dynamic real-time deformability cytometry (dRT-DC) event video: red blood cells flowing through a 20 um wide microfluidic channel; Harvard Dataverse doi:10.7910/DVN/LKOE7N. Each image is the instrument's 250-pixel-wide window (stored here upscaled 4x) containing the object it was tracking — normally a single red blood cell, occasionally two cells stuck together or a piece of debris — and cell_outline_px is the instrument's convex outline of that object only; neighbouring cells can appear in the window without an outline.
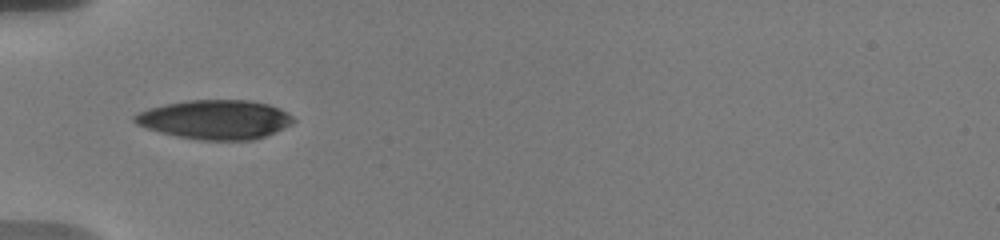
{"species": "human", "species_latin": "Homo sapiens", "temperature_condition": "warm", "stored_images_in_passage": 3, "camera_frame_rate_fps": 3000, "um_per_image_px": 0.085, "donor": {"sex": "male"}, "frame": {"image": 1, "passage_image": 1, "time_ms": 0.0, "image_size_px": [1000, 240], "cell_outline_px": [[296, 120], [292, 124], [284, 128], [264, 136], [252, 140], [200, 140], [176, 136], [160, 132], [136, 124], [132, 120], [132, 116], [148, 108], [164, 104], [188, 100], [248, 100], [268, 104], [280, 108], [288, 112]], "centroid_in_image_um": [18.29, 10.16], "position_along_channel_um": 66.7, "area_um2": 36.36}}
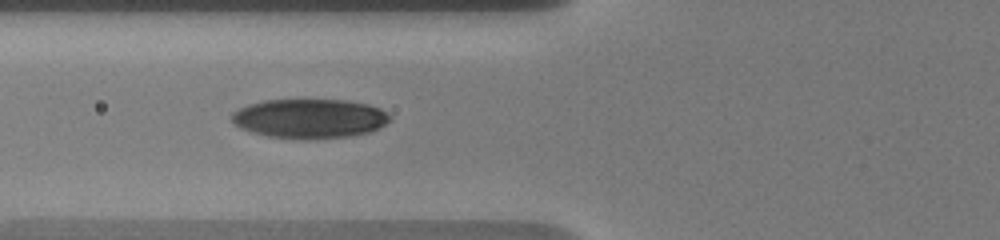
{"frame": {"image": 2, "passage_image": 2, "time_ms": 1.0, "image_size_px": [1000, 240], "cell_outline_px": [[392, 120], [380, 128], [368, 132], [352, 136], [316, 140], [300, 140], [268, 136], [252, 132], [240, 128], [232, 124], [228, 116], [232, 112], [248, 104], [264, 100], [348, 100], [368, 104], [380, 108], [392, 116]], "centroid_in_image_um": [26.31, 10.09], "position_along_channel_um": 99.5, "area_um2": 37.11}}
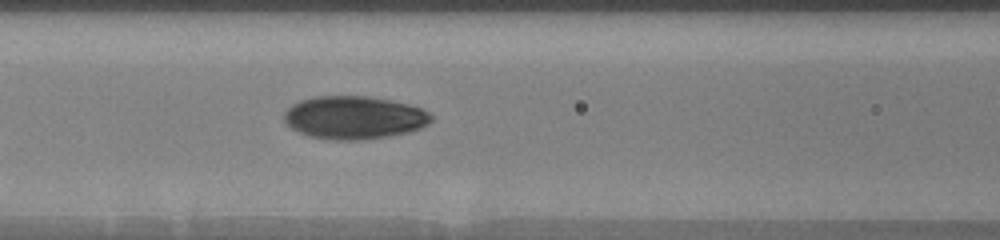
{"frame": {"image": 3, "passage_image": 3, "time_ms": 2.0, "image_size_px": [1000, 240], "cell_outline_px": [[432, 120], [428, 124], [420, 128], [408, 132], [388, 136], [364, 140], [328, 140], [308, 136], [296, 132], [284, 120], [284, 112], [292, 104], [300, 100], [312, 96], [368, 96], [408, 104], [424, 108], [432, 116]], "centroid_in_image_um": [30.08, 10.0], "position_along_channel_um": 136.5, "area_um2": 37.17}}